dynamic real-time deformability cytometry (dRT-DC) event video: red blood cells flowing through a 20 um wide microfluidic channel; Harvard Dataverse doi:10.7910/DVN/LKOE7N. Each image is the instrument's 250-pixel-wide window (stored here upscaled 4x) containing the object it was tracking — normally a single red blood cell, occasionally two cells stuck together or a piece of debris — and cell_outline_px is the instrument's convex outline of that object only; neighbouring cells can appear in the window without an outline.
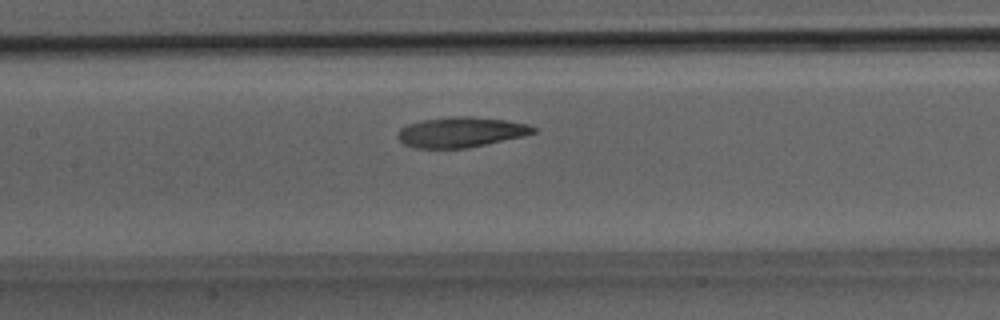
{"species": "Egyptian fruit bat (a non-hibernating species)", "species_latin": "Rousettus aegyptiacus", "temperature_condition": "room temperature", "stored_images_in_passage": 22, "camera_frame_rate_fps": 3000, "um_per_image_px": 0.085, "animal": {"sex": "male"}, "frame": {"image": 1, "passage_image": 6, "time_ms": 1.667, "image_size_px": [1000, 320], "cell_outline_px": [[536, 132], [524, 136], [468, 148], [416, 148], [404, 144], [396, 136], [396, 132], [400, 128], [408, 124], [424, 120], [452, 116], [472, 116], [504, 120], [528, 124], [536, 128]], "centroid_in_image_um": [39.17, 11.23], "position_along_channel_um": 168.2, "area_um2": 23.93}}
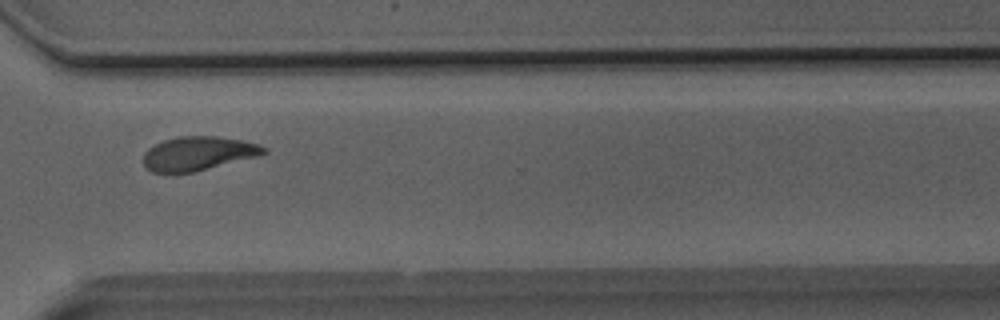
{"frame": {"image": 2, "passage_image": 15, "time_ms": 4.667, "image_size_px": [1000, 320], "cell_outline_px": [[268, 152], [260, 156], [192, 172], [172, 176], [152, 172], [144, 168], [144, 152], [148, 148], [164, 140], [180, 136], [216, 136], [240, 140], [260, 144], [268, 148]], "centroid_in_image_um": [16.82, 13.08], "position_along_channel_um": 353.8, "area_um2": 24.39}}
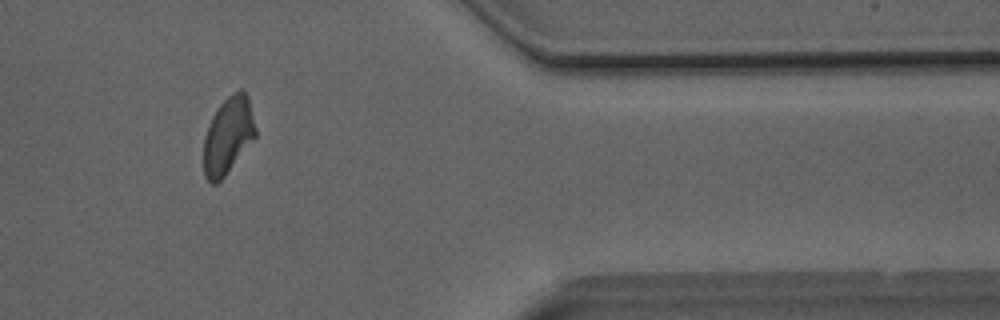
{"frame": {"image": 3, "passage_image": 18, "time_ms": 5.667, "image_size_px": [1000, 320], "cell_outline_px": [[256, 136], [224, 176], [216, 184], [212, 184], [204, 176], [204, 136], [208, 124], [212, 116], [220, 104], [228, 96], [240, 88], [248, 96], [256, 128]], "centroid_in_image_um": [19.38, 11.51], "position_along_channel_um": 392.0, "area_um2": 23.06}}